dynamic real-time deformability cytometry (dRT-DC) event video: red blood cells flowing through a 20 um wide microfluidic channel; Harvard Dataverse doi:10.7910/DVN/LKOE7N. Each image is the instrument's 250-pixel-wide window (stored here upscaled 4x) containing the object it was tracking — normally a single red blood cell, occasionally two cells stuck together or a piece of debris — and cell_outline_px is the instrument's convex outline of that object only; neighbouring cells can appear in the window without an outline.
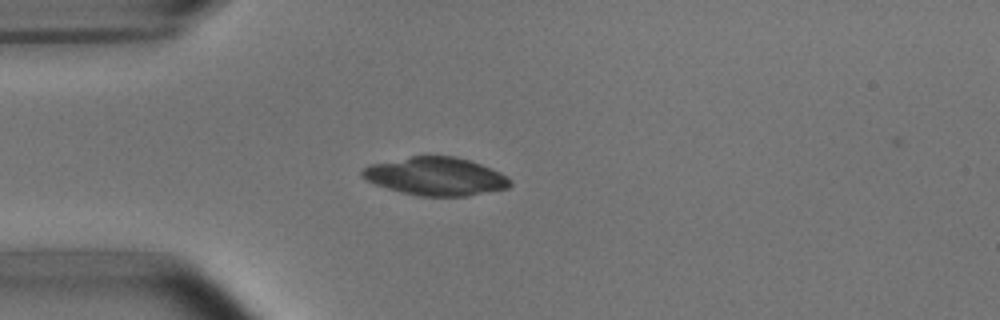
{"species": "common noctule bat (a hibernating species)", "species_latin": "Nyctalus noctula", "temperature_condition": "room temperature", "stored_images_in_passage": 4, "camera_frame_rate_fps": 3000, "um_per_image_px": 0.085, "animal": {"sex": "male", "body_mass_g": 15.6}, "frame": {"image": 1, "passage_image": 3, "time_ms": 2.667, "image_size_px": [1000, 320], "cell_outline_px": [[512, 184], [508, 188], [468, 196], [420, 196], [400, 192], [376, 184], [368, 180], [360, 172], [364, 168], [372, 164], [412, 156], [452, 156], [468, 160], [492, 168], [508, 176], [512, 180]], "centroid_in_image_um": [37.1, 15.0], "position_along_channel_um": 47.9, "area_um2": 32.6}}